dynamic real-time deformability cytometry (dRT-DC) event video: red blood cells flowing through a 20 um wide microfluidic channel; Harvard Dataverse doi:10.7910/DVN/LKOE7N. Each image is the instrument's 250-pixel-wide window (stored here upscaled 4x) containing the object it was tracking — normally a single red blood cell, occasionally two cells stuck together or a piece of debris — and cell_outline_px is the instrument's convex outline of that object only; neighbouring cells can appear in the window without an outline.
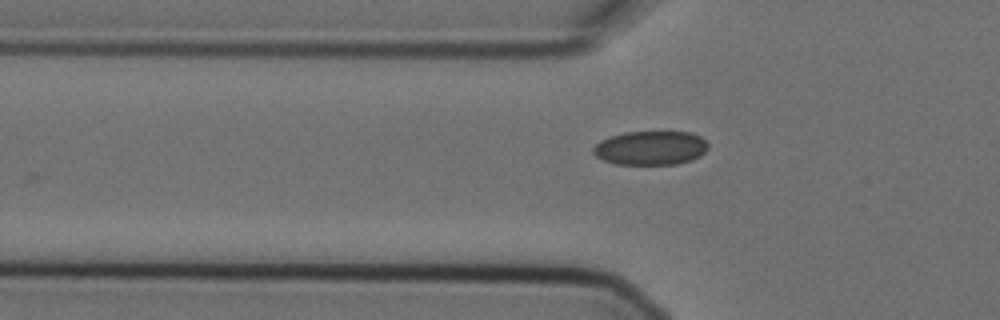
{"species": "Egyptian fruit bat (a non-hibernating species)", "species_latin": "Rousettus aegyptiacus", "temperature_condition": "cold", "stored_images_in_passage": 2, "camera_frame_rate_fps": 3000, "um_per_image_px": 0.085, "animal": {"sex": "female"}, "frame": {"image": 1, "passage_image": 2, "time_ms": 0.333, "image_size_px": [1000, 320], "cell_outline_px": [[708, 148], [700, 156], [692, 160], [676, 164], [616, 164], [604, 160], [596, 156], [592, 152], [592, 148], [600, 140], [624, 132], [692, 132], [700, 136], [708, 144]], "centroid_in_image_um": [55.31, 12.57], "position_along_channel_um": 70.5, "area_um2": 22.77}}